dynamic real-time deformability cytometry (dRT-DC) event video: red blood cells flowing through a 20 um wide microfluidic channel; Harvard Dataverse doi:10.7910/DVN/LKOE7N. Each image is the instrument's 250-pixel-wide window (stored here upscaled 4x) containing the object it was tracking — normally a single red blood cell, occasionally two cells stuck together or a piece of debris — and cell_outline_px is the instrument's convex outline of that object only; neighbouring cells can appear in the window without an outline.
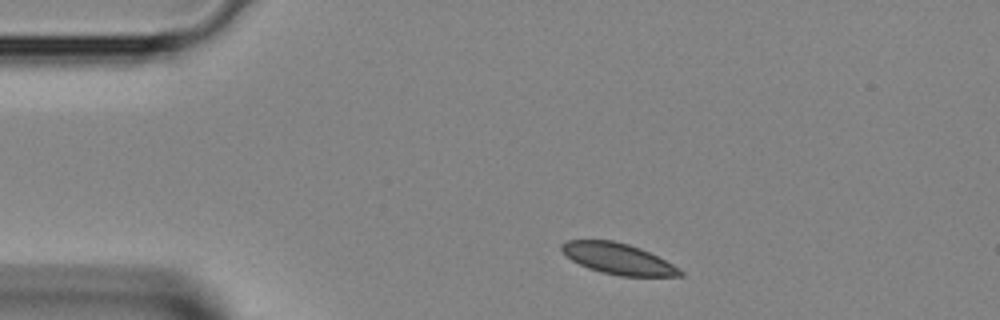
{"species": "Egyptian fruit bat (a non-hibernating species)", "species_latin": "Rousettus aegyptiacus", "temperature_condition": "room temperature", "stored_images_in_passage": 1, "camera_frame_rate_fps": 3000, "um_per_image_px": 0.085, "animal": {"sex": "female"}, "frame": {"image": 1, "passage_image": 1, "time_ms": 0.0, "image_size_px": [1000, 320], "cell_outline_px": [[684, 276], [620, 276], [600, 272], [588, 268], [572, 260], [560, 248], [560, 244], [568, 240], [612, 240], [628, 244], [640, 248], [680, 268], [684, 272]], "centroid_in_image_um": [52.54, 22.0], "position_along_channel_um": 32.5, "area_um2": 21.21}}